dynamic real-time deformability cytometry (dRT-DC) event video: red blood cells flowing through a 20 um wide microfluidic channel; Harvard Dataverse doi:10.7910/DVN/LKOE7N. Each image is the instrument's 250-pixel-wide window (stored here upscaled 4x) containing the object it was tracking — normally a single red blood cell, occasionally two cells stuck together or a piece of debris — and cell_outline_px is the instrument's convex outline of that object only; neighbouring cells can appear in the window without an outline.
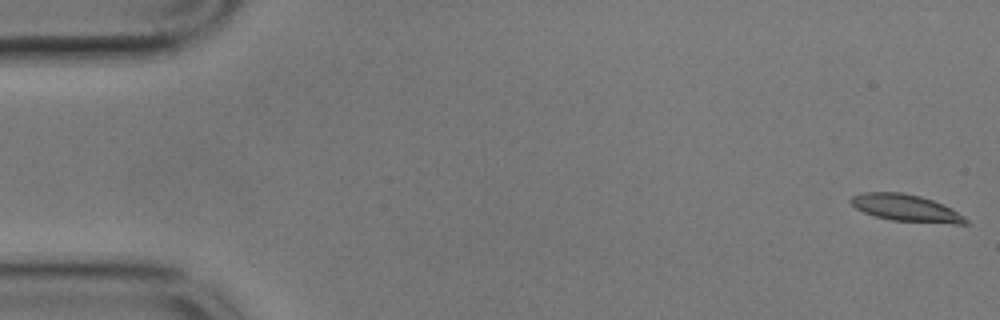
{"species": "common noctule bat (a hibernating species)", "species_latin": "Nyctalus noctula", "temperature_condition": "cold", "stored_images_in_passage": 58, "camera_frame_rate_fps": 3000, "um_per_image_px": 0.085, "animal": {"sex": "male", "body_mass_g": 17.9}, "frame": {"image": 1, "passage_image": 1, "time_ms": 0.0, "image_size_px": [1000, 320], "cell_outline_px": [[968, 224], [956, 224], [892, 220], [876, 216], [864, 212], [856, 208], [848, 200], [852, 196], [864, 192], [900, 192], [920, 196], [932, 200], [964, 216], [968, 220]], "centroid_in_image_um": [76.97, 17.68], "position_along_channel_um": 8.0, "area_um2": 17.69}}
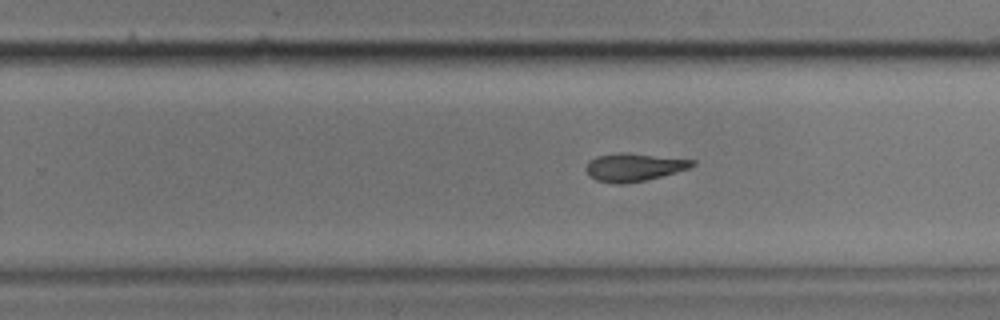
{"frame": {"image": 2, "passage_image": 37, "time_ms": 12.0, "image_size_px": [1000, 320], "cell_outline_px": [[696, 164], [688, 168], [676, 172], [644, 180], [624, 184], [616, 184], [596, 180], [588, 176], [584, 168], [588, 160], [596, 156], [620, 152], [628, 152], [696, 160]], "centroid_in_image_um": [53.83, 14.2], "position_along_channel_um": 276.0, "area_um2": 17.51}}
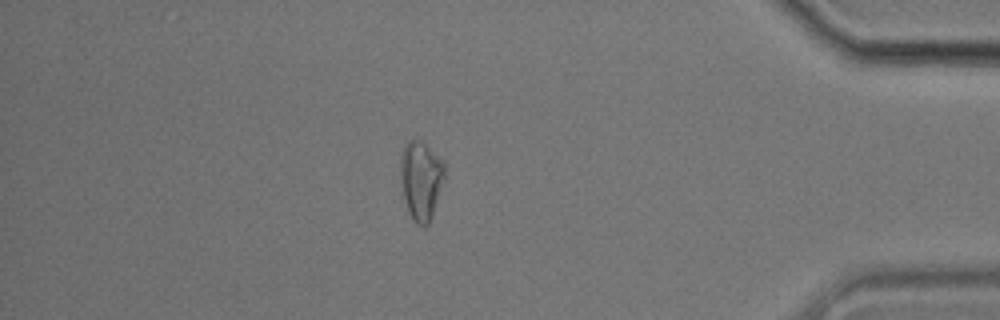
{"frame": {"image": 3, "passage_image": 51, "time_ms": 16.667, "image_size_px": [1000, 320], "cell_outline_px": [[444, 180], [432, 216], [428, 224], [424, 228], [416, 224], [412, 220], [408, 212], [404, 200], [400, 180], [400, 152], [404, 144], [412, 136], [420, 140], [444, 160]], "centroid_in_image_um": [35.75, 15.29], "position_along_channel_um": 399.4, "area_um2": 20.87}, "authors_computed_cell_mechanics": {"area_um2": 18.1492, "velocity_mm_per_s": 3.4758, "shape_relaxation_time_tau1_ms": 7.434, "shape_relaxation_time_tau2_ms": null, "deformation_change_tau1": 0.1908, "deformation_change_tau2": null}}